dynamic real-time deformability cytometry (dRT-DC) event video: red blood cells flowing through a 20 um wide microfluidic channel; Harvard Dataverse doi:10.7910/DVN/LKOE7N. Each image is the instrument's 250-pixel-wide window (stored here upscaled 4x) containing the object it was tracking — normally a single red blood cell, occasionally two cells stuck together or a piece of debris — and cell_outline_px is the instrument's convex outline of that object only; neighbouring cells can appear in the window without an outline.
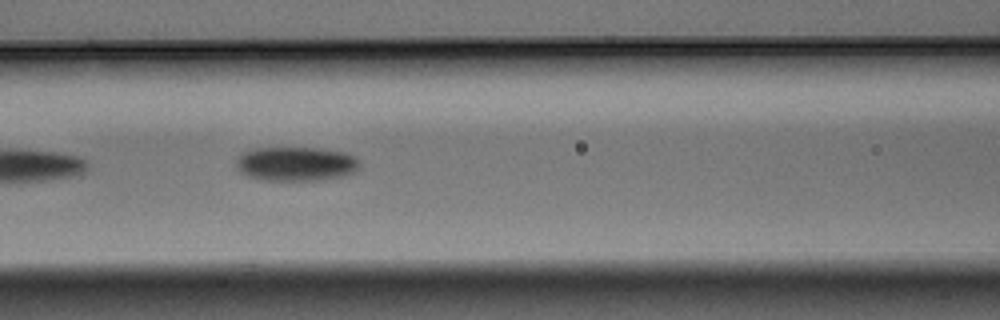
{"species": "Egyptian fruit bat (a non-hibernating species)", "species_latin": "Rousettus aegyptiacus", "temperature_condition": "warm", "stored_images_in_passage": 6, "camera_frame_rate_fps": 3000, "um_per_image_px": 0.085, "animal": {"sex": "male"}, "frame": {"image": 1, "passage_image": 3, "time_ms": 0.667, "image_size_px": [1000, 320], "cell_outline_px": [[360, 160], [356, 172], [344, 176], [324, 180], [260, 180], [248, 176], [240, 172], [236, 164], [236, 160], [244, 152], [256, 148], [316, 148], [344, 152], [356, 156]], "centroid_in_image_um": [25.2, 13.94], "position_along_channel_um": 141.4, "area_um2": 24.74}}
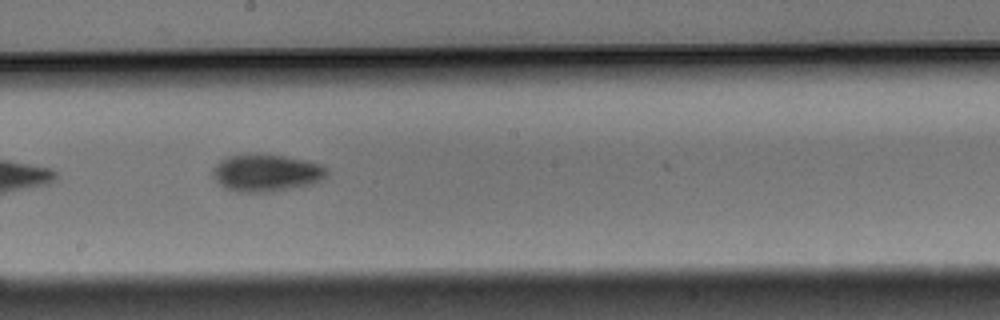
{"frame": {"image": 2, "passage_image": 5, "time_ms": 1.333, "image_size_px": [1000, 320], "cell_outline_px": [[328, 172], [320, 180], [312, 184], [272, 192], [236, 192], [224, 188], [212, 176], [212, 168], [224, 156], [244, 152], [260, 152], [308, 160], [320, 164], [328, 168]], "centroid_in_image_um": [22.58, 14.65], "position_along_channel_um": 225.6, "area_um2": 25.61}}